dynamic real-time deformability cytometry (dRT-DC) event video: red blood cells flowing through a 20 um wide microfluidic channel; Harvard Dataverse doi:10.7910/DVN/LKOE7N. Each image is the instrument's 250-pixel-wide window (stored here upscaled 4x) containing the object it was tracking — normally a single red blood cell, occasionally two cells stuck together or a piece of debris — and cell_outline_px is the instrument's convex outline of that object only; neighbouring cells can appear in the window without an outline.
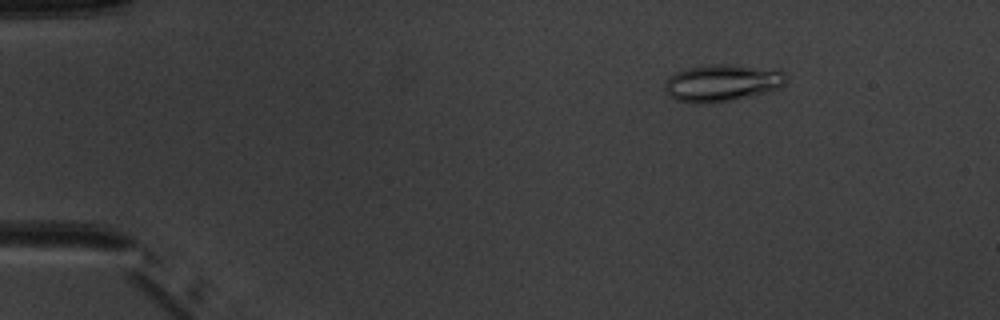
{"species": "common noctule bat (a hibernating species)", "species_latin": "Nyctalus noctula", "temperature_condition": "warm", "stored_images_in_passage": 7, "camera_frame_rate_fps": 3000, "um_per_image_px": 0.085, "animal": {"sex": "male", "body_mass_g": 20.1, "forearm_length_mm": 53.5}, "frame": {"image": 1, "passage_image": 3, "time_ms": 2.333, "image_size_px": [1000, 320], "cell_outline_px": [[788, 80], [780, 88], [768, 92], [708, 104], [696, 104], [676, 100], [668, 96], [664, 88], [664, 84], [668, 76], [676, 72], [688, 68], [712, 64], [732, 64], [784, 72], [788, 76]], "centroid_in_image_um": [61.33, 7.06], "position_along_channel_um": 23.7, "area_um2": 26.18}}